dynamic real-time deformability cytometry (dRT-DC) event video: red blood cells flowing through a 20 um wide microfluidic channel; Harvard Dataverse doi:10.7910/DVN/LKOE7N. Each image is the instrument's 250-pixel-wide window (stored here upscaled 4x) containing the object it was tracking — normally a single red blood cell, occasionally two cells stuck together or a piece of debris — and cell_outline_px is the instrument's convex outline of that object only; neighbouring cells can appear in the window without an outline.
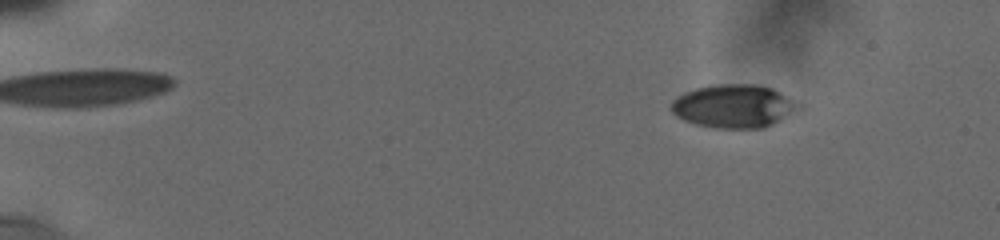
{"species": "human", "species_latin": "Homo sapiens", "temperature_condition": "cold", "stored_images_in_passage": 60, "camera_frame_rate_fps": 3000, "um_per_image_px": 0.085, "donor": {"sex": "male"}, "frame": {"image": 1, "passage_image": 5, "time_ms": 1.667, "image_size_px": [1000, 240], "cell_outline_px": [[804, 104], [800, 108], [772, 124], [764, 128], [716, 128], [696, 124], [684, 120], [676, 116], [668, 108], [668, 104], [676, 96], [684, 92], [696, 88], [712, 84], [760, 84], [772, 88]], "centroid_in_image_um": [62.34, 9.01], "position_along_channel_um": 22.7, "area_um2": 32.54}}
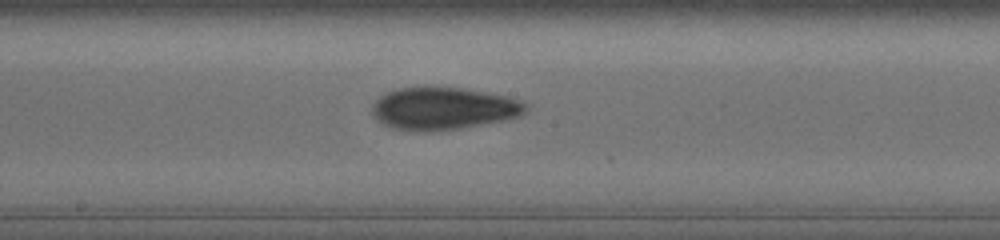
{"frame": {"image": 2, "passage_image": 27, "time_ms": 10.0, "image_size_px": [1000, 240], "cell_outline_px": [[532, 104], [520, 116], [500, 120], [456, 128], [392, 128], [384, 124], [372, 112], [372, 108], [376, 100], [380, 96], [388, 92], [400, 88], [424, 84], [464, 88], [508, 96], [524, 100]], "centroid_in_image_um": [37.76, 9.12], "position_along_channel_um": 210.4, "area_um2": 37.4}}
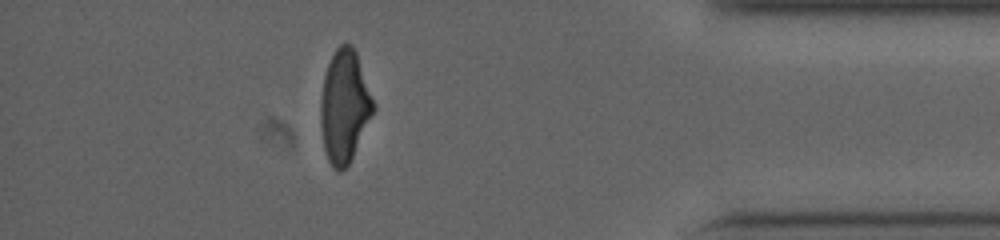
{"frame": {"image": 3, "passage_image": 53, "time_ms": 16.0, "image_size_px": [1000, 240], "cell_outline_px": [[376, 108], [348, 164], [340, 172], [336, 172], [332, 168], [328, 160], [324, 148], [320, 124], [320, 104], [324, 76], [328, 64], [336, 48], [340, 44], [352, 44], [356, 52]], "centroid_in_image_um": [29.26, 9.05], "position_along_channel_um": 405.9, "area_um2": 34.28}, "authors_computed_cell_mechanics": {"area_um2": 35.6048, "velocity_mm_per_s": 3.7855, "shape_relaxation_time_tau1_ms": 7.6936, "shape_relaxation_time_tau2_ms": 2.7029, "deformation_change_tau1": 0.2138, "deformation_change_tau2": 0.0966}}